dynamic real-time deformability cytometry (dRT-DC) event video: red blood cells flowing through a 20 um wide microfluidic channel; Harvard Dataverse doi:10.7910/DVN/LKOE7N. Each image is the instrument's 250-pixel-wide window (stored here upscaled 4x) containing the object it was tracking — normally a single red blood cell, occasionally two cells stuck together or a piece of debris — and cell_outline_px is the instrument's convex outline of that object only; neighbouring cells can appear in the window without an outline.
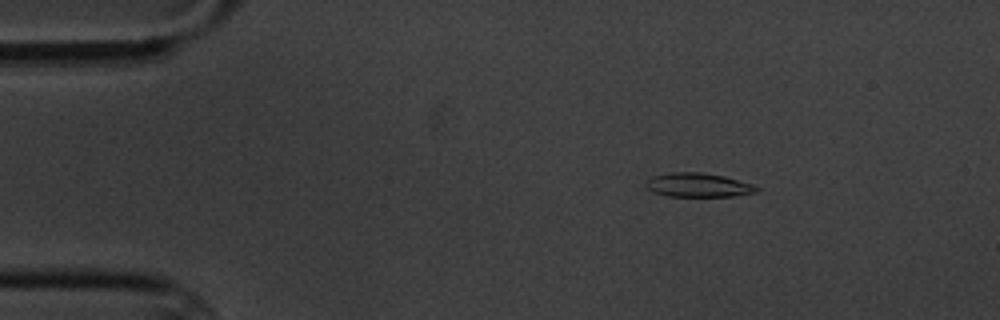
{"species": "common noctule bat (a hibernating species)", "species_latin": "Nyctalus noctula", "temperature_condition": "cold", "stored_images_in_passage": 4, "camera_frame_rate_fps": 3000, "um_per_image_px": 0.085, "animal": {"sex": "male", "body_mass_g": 20.1, "forearm_length_mm": 53.5}, "frame": {"image": 1, "passage_image": 2, "time_ms": 1.0, "image_size_px": [1000, 320], "cell_outline_px": [[760, 188], [756, 192], [732, 196], [668, 196], [652, 192], [644, 188], [644, 180], [652, 176], [672, 172], [700, 172], [724, 176], [752, 184]], "centroid_in_image_um": [59.26, 15.72], "position_along_channel_um": 25.7, "area_um2": 15.61}}
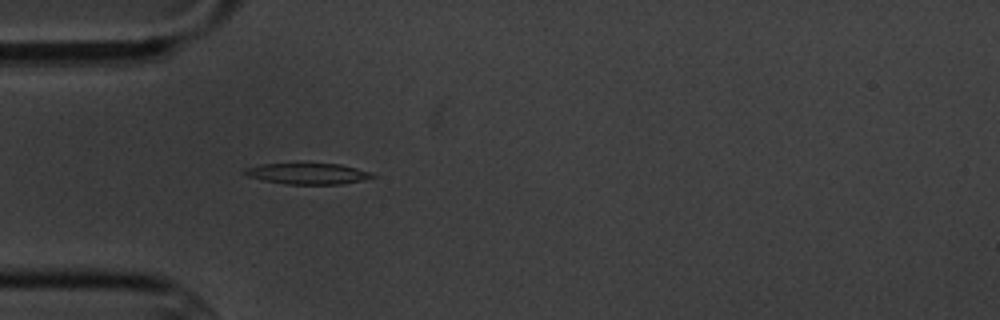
{"frame": {"image": 2, "passage_image": 4, "time_ms": 3.667, "image_size_px": [1000, 320], "cell_outline_px": [[376, 176], [364, 180], [340, 184], [284, 184], [264, 180], [248, 176], [244, 172], [244, 168], [260, 164], [340, 164], [372, 172]], "centroid_in_image_um": [26.18, 14.76], "position_along_channel_um": 58.8, "area_um2": 15.49}}